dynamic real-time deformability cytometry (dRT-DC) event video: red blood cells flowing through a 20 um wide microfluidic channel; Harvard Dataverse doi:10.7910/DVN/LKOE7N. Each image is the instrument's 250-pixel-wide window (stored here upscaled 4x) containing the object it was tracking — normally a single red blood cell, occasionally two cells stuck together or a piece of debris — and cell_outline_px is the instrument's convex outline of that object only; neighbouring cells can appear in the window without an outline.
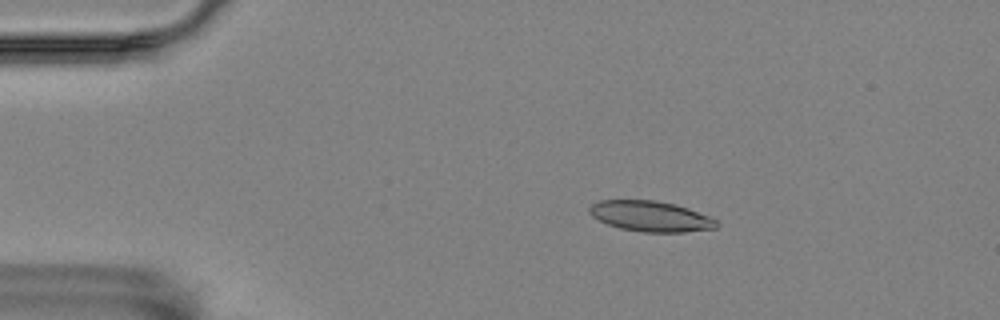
{"species": "Egyptian fruit bat (a non-hibernating species)", "species_latin": "Rousettus aegyptiacus", "temperature_condition": "room temperature", "stored_images_in_passage": 55, "camera_frame_rate_fps": 3000, "um_per_image_px": 0.085, "animal": {"sex": "female"}, "frame": {"image": 1, "passage_image": 9, "time_ms": 2.667, "image_size_px": [1000, 320], "cell_outline_px": [[716, 228], [684, 232], [644, 232], [620, 228], [608, 224], [592, 216], [588, 212], [588, 208], [592, 204], [600, 200], [656, 200], [676, 204], [688, 208], [708, 216], [716, 220]], "centroid_in_image_um": [55.27, 18.37], "position_along_channel_um": 29.7, "area_um2": 22.48}}
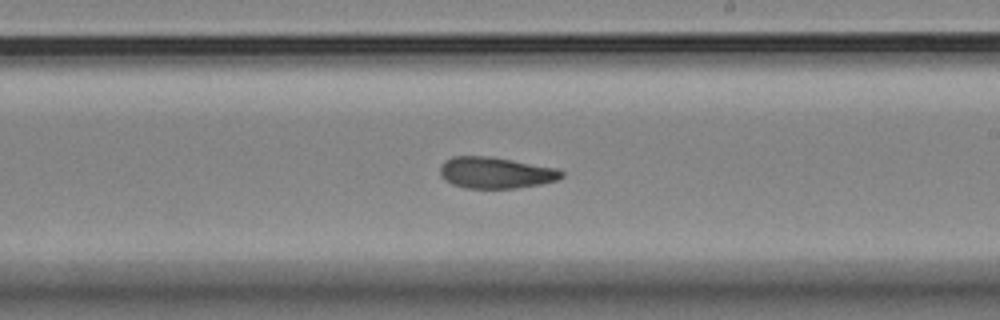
{"frame": {"image": 2, "passage_image": 32, "time_ms": 10.333, "image_size_px": [1000, 320], "cell_outline_px": [[564, 176], [556, 180], [540, 184], [516, 188], [464, 188], [452, 184], [444, 180], [440, 176], [440, 168], [444, 160], [452, 156], [488, 156], [560, 168], [564, 172]], "centroid_in_image_um": [42.13, 14.68], "position_along_channel_um": 246.9, "area_um2": 22.37}}
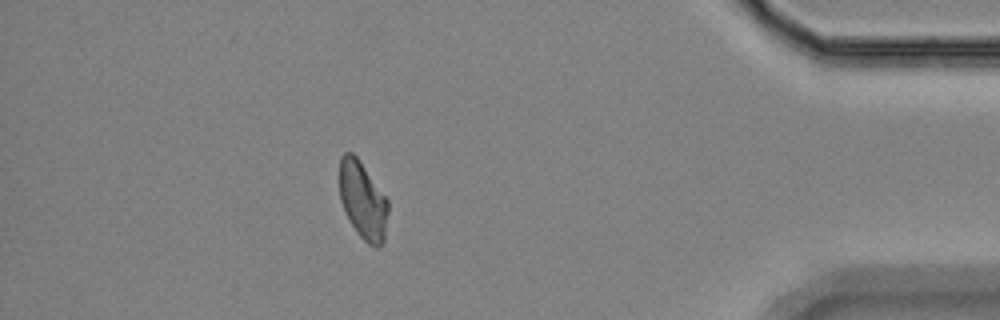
{"frame": {"image": 3, "passage_image": 49, "time_ms": 16.0, "image_size_px": [1000, 320], "cell_outline_px": [[388, 212], [384, 240], [380, 248], [376, 248], [368, 244], [356, 232], [340, 200], [340, 156], [344, 152], [352, 152], [356, 156], [388, 200]], "centroid_in_image_um": [30.85, 17.05], "position_along_channel_um": 404.4, "area_um2": 21.73}, "authors_computed_cell_mechanics": {"area_um2": 22.542, "velocity_mm_per_s": 3.5243, "shape_relaxation_time_tau1_ms": null, "shape_relaxation_time_tau2_ms": 5.0533, "deformation_change_tau1": null, "deformation_change_tau2": 0.1151}}